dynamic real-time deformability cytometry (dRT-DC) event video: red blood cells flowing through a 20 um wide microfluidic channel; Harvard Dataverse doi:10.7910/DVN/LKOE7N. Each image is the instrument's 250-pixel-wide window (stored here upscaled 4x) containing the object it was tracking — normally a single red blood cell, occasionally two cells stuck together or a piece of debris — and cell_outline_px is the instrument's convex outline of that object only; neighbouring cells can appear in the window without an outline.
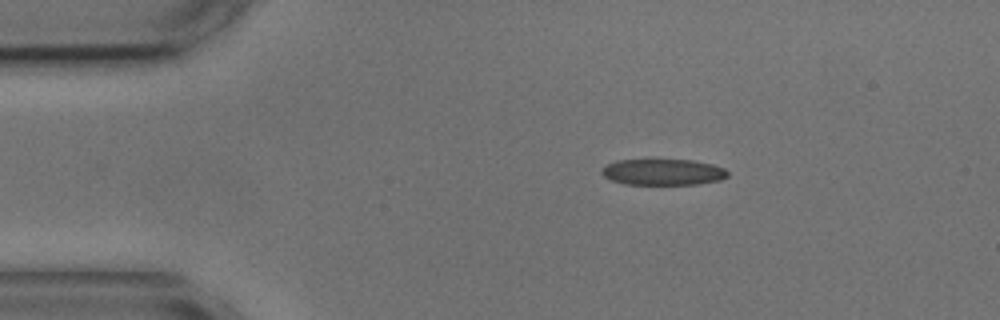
{"species": "common noctule bat (a hibernating species)", "species_latin": "Nyctalus noctula", "temperature_condition": "cold", "stored_images_in_passage": 34, "camera_frame_rate_fps": 3000, "um_per_image_px": 0.085, "animal": {"sex": "male", "body_mass_g": 17.9, "forearm_length_mm": 54.2}, "frame": {"image": 1, "passage_image": 1, "time_ms": 0.0, "image_size_px": [1000, 320], "cell_outline_px": [[728, 176], [720, 180], [696, 184], [624, 184], [612, 180], [604, 176], [600, 172], [608, 164], [616, 160], [692, 160], [712, 164], [724, 168], [728, 172]], "centroid_in_image_um": [56.37, 14.62], "position_along_channel_um": 28.6, "area_um2": 19.02}}
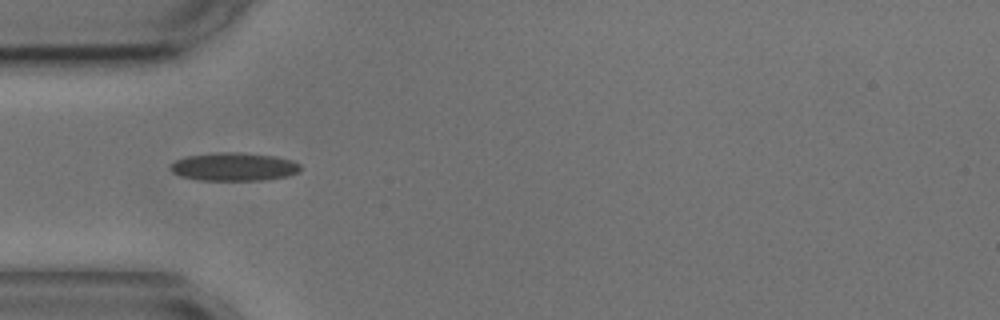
{"frame": {"image": 2, "passage_image": 8, "time_ms": 2.333, "image_size_px": [1000, 320], "cell_outline_px": [[300, 172], [288, 176], [264, 180], [200, 180], [180, 176], [172, 172], [168, 168], [176, 160], [188, 156], [220, 152], [240, 152], [276, 156], [292, 160], [300, 164]], "centroid_in_image_um": [19.91, 14.17], "position_along_channel_um": 65.1, "area_um2": 21.44}}
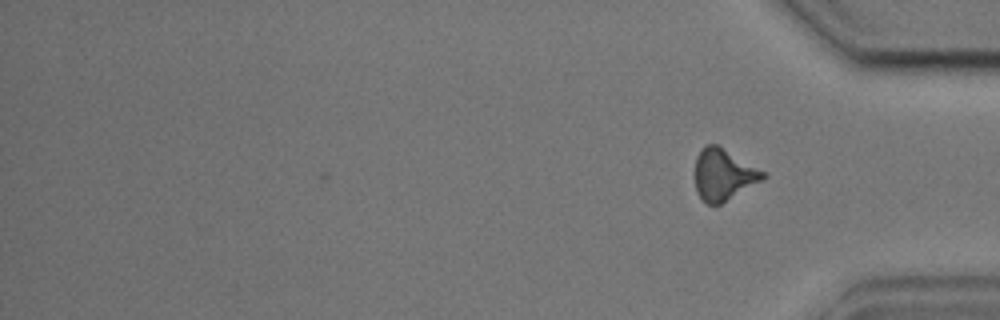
{"frame": {"image": 3, "passage_image": 34, "time_ms": 11.0, "image_size_px": [1000, 320], "cell_outline_px": [[768, 176], [720, 204], [708, 204], [696, 192], [692, 172], [696, 156], [704, 144], [716, 144], [768, 172]], "centroid_in_image_um": [61.46, 14.8], "position_along_channel_um": 373.7, "area_um2": 20.75}, "authors_computed_cell_mechanics": {"area_um2": 20.4323, "velocity_mm_per_s": 3.6007, "shape_relaxation_time_tau1_ms": 2.7239, "shape_relaxation_time_tau2_ms": 1.148, "deformation_change_tau1": 0.1121, "deformation_change_tau2": 0.0945}}